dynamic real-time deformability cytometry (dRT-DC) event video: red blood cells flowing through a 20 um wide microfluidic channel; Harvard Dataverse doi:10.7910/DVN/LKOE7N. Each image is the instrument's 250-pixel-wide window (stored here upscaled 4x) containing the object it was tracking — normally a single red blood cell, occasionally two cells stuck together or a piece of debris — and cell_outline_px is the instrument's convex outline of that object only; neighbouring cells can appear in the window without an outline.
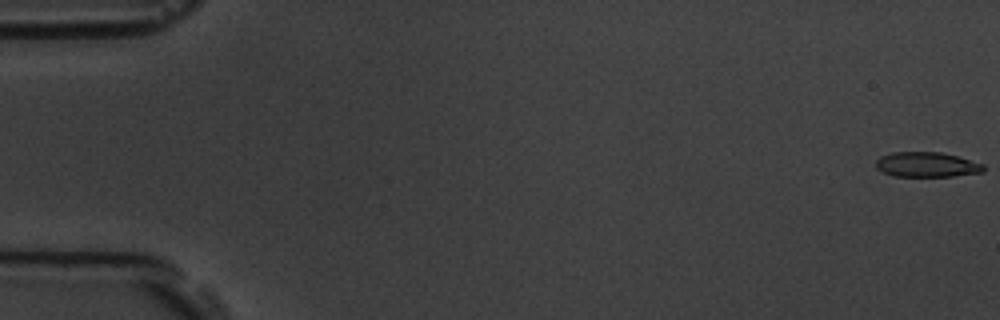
{"species": "common noctule bat (a hibernating species)", "species_latin": "Nyctalus noctula", "temperature_condition": "room temperature", "stored_images_in_passage": 6, "camera_frame_rate_fps": 3000, "um_per_image_px": 0.085, "animal": {"sex": "male", "body_mass_g": 19.5, "forearm_length_mm": 54.6}, "frame": {"image": 1, "passage_image": 1, "time_ms": 0.0, "image_size_px": [1000, 320], "cell_outline_px": [[984, 172], [956, 176], [892, 176], [876, 168], [876, 160], [880, 156], [892, 152], [940, 152], [956, 156], [984, 164]], "centroid_in_image_um": [78.77, 13.99], "position_along_channel_um": 6.2, "area_um2": 15.66}}
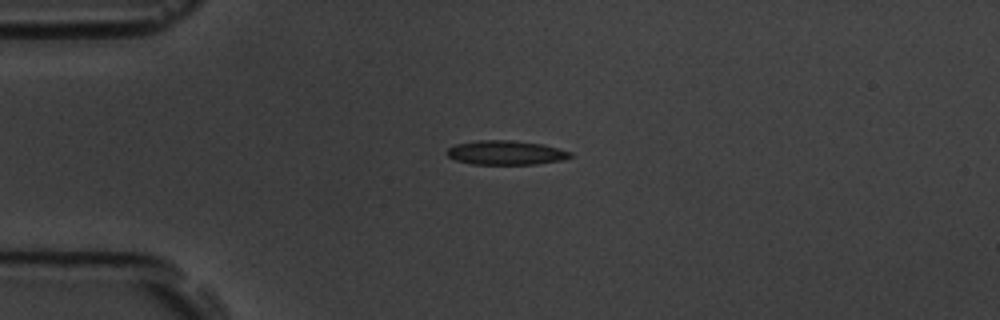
{"frame": {"image": 2, "passage_image": 5, "time_ms": 4.667, "image_size_px": [1000, 320], "cell_outline_px": [[572, 156], [560, 160], [536, 164], [472, 164], [456, 160], [448, 156], [444, 152], [448, 148], [456, 144], [476, 140], [512, 140], [544, 144], [572, 152]], "centroid_in_image_um": [42.97, 12.97], "position_along_channel_um": 42.0, "area_um2": 17.46}}